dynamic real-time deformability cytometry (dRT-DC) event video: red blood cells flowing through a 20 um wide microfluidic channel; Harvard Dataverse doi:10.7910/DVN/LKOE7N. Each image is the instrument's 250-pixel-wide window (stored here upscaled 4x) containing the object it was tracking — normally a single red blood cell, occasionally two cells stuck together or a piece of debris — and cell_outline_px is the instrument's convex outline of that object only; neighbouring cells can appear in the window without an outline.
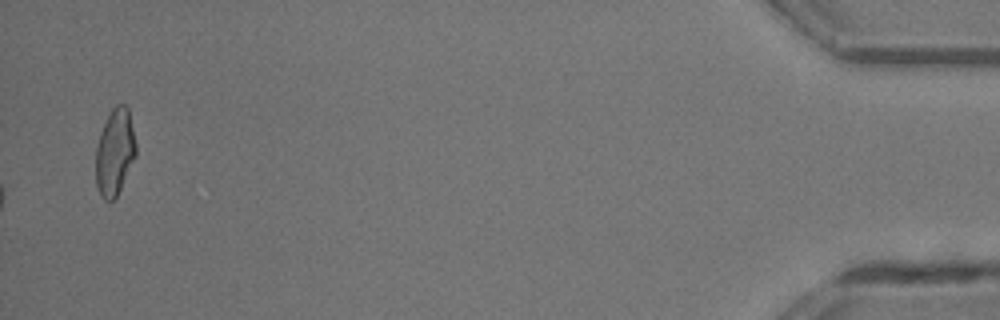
{"species": "common noctule bat (a hibernating species)", "species_latin": "Nyctalus noctula", "temperature_condition": "room temperature", "stored_images_in_passage": 46, "camera_frame_rate_fps": 3000, "um_per_image_px": 0.085, "animal": {"sex": "male", "body_mass_g": 13.3}, "frame": {"image": 1, "passage_image": 46, "time_ms": 15.0, "image_size_px": [1000, 320], "cell_outline_px": [[136, 156], [116, 196], [112, 200], [104, 200], [100, 196], [96, 184], [96, 148], [100, 132], [112, 108], [116, 104], [124, 104], [128, 108], [136, 144]], "centroid_in_image_um": [9.75, 12.92], "position_along_channel_um": 425.4, "area_um2": 20.06}, "authors_computed_cell_mechanics": {"area_um2": 19.5653, "velocity_mm_per_s": 4.4895, "shape_relaxation_time_tau1_ms": 5.3189, "shape_relaxation_time_tau2_ms": 1.4187, "deformation_change_tau1": 0.1363, "deformation_change_tau2": 0.0846}}